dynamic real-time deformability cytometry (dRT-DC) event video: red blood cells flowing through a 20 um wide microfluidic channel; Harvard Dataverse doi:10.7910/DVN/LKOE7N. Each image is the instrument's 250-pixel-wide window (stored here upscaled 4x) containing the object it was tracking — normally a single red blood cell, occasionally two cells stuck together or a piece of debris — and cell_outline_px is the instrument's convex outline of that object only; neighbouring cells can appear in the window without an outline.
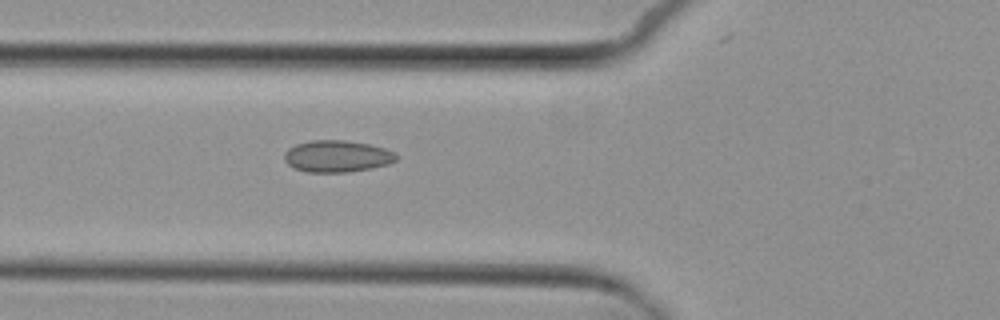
{"species": "common noctule bat (a hibernating species)", "species_latin": "Nyctalus noctula", "temperature_condition": "cold", "stored_images_in_passage": 4, "camera_frame_rate_fps": 3000, "um_per_image_px": 0.085, "animal": {"sex": "female", "body_mass_g": 29.2, "forearm_length_mm": 56.3}, "frame": {"image": 1, "passage_image": 4, "time_ms": 4.333, "image_size_px": [1000, 320], "cell_outline_px": [[396, 160], [388, 164], [372, 168], [348, 172], [308, 172], [292, 168], [284, 160], [284, 152], [288, 148], [296, 144], [312, 140], [344, 140], [368, 144], [384, 148], [396, 152]], "centroid_in_image_um": [28.62, 13.28], "position_along_channel_um": 97.2, "area_um2": 20.81}}